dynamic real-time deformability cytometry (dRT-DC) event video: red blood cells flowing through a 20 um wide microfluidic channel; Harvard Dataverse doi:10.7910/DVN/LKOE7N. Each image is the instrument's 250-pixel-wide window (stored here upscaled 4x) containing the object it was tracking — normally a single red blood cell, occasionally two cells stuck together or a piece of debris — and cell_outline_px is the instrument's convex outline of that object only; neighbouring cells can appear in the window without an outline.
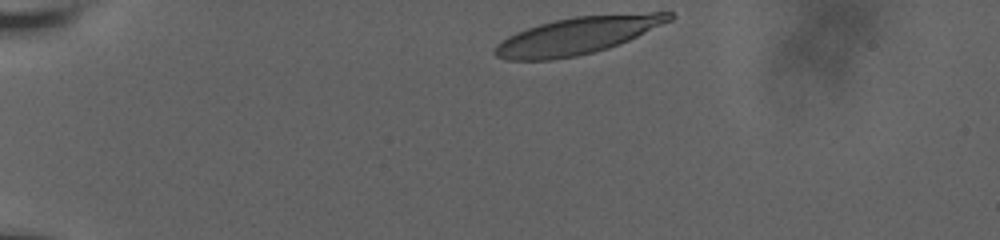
{"species": "human", "species_latin": "Homo sapiens", "temperature_condition": "room temperature", "stored_images_in_passage": 38, "camera_frame_rate_fps": 3000, "um_per_image_px": 0.085, "donor": {"sex": "male"}, "frame": {"image": 1, "passage_image": 1, "time_ms": 0.0, "image_size_px": [1000, 240], "cell_outline_px": [[676, 16], [672, 20], [620, 44], [608, 48], [576, 56], [552, 60], [508, 60], [496, 56], [492, 52], [496, 44], [508, 36], [516, 32], [540, 24], [556, 20], [576, 16], [652, 12], [672, 12]], "centroid_in_image_um": [49.09, 3.03], "position_along_channel_um": 35.9, "area_um2": 37.63}}
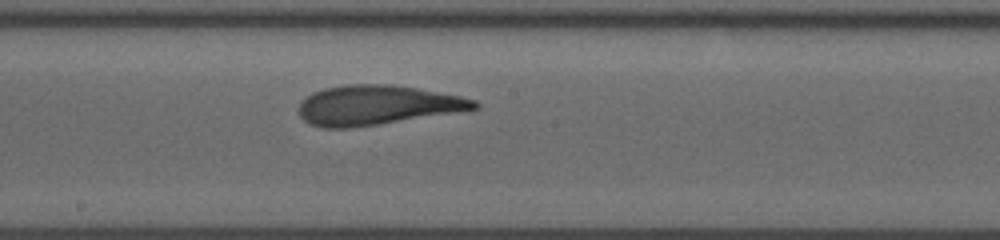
{"frame": {"image": 2, "passage_image": 22, "time_ms": 7.0, "image_size_px": [1000, 240], "cell_outline_px": [[480, 108], [376, 124], [348, 128], [324, 128], [308, 124], [300, 116], [300, 104], [312, 92], [324, 88], [344, 84], [392, 84], [416, 88], [460, 96], [476, 100], [480, 104]], "centroid_in_image_um": [32.02, 8.92], "position_along_channel_um": 216.2, "area_um2": 40.06}}
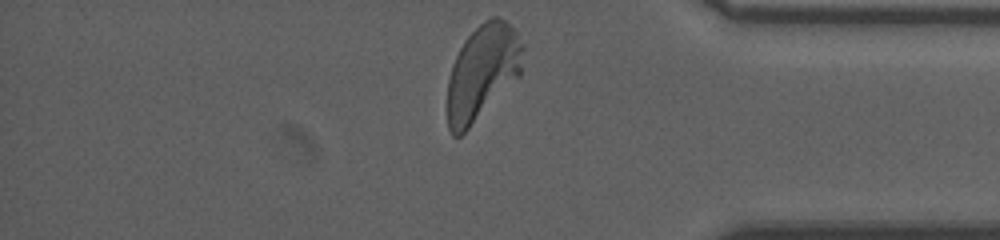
{"frame": {"image": 3, "passage_image": 38, "time_ms": 12.333, "image_size_px": [1000, 240], "cell_outline_px": [[524, 48], [520, 76], [460, 136], [452, 136], [448, 128], [448, 80], [452, 64], [464, 40], [484, 20], [492, 16], [496, 16], [504, 20], [516, 32], [524, 44]], "centroid_in_image_um": [41.01, 6.12], "position_along_channel_um": 394.2, "area_um2": 41.5}, "authors_computed_cell_mechanics": {"area_um2": 40.171, "velocity_mm_per_s": 3.625, "shape_relaxation_time_tau1_ms": 8.2002, "shape_relaxation_time_tau2_ms": 1.5627, "deformation_change_tau1": 0.2591, "deformation_change_tau2": 0.1037}}